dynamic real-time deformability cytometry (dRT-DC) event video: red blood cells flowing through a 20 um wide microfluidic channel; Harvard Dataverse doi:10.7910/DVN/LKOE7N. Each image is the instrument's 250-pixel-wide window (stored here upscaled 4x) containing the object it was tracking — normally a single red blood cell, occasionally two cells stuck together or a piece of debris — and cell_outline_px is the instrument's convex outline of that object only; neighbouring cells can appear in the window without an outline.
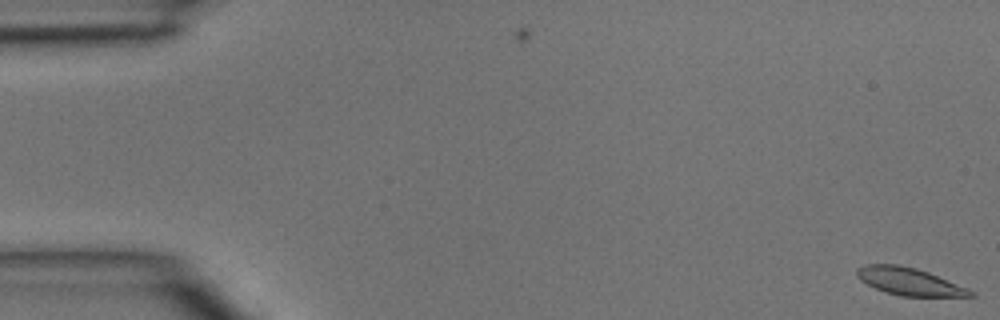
{"species": "common noctule bat (a hibernating species)", "species_latin": "Nyctalus noctula", "temperature_condition": "room temperature", "stored_images_in_passage": 5, "camera_frame_rate_fps": 3000, "um_per_image_px": 0.085, "animal": {"sex": "male", "body_mass_g": 15.6}, "frame": {"image": 1, "passage_image": 1, "time_ms": 0.0, "image_size_px": [1000, 320], "cell_outline_px": [[976, 296], [900, 296], [884, 292], [860, 280], [856, 276], [856, 268], [864, 264], [896, 264], [916, 268], [928, 272], [968, 288], [976, 292]], "centroid_in_image_um": [77.27, 23.92], "position_along_channel_um": 7.7, "area_um2": 18.21}}
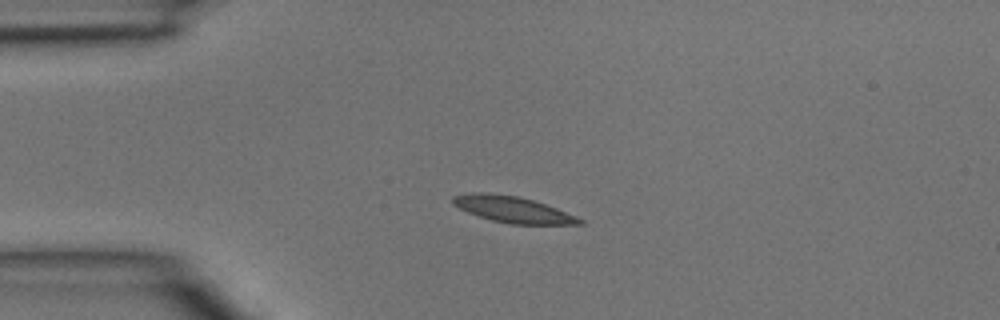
{"frame": {"image": 2, "passage_image": 4, "time_ms": 1.0, "image_size_px": [1000, 320], "cell_outline_px": [[584, 224], [508, 224], [492, 220], [468, 212], [452, 204], [452, 196], [472, 192], [480, 192], [516, 196], [532, 200], [556, 208], [576, 216], [584, 220]], "centroid_in_image_um": [43.57, 17.81], "position_along_channel_um": 41.4, "area_um2": 19.07}}